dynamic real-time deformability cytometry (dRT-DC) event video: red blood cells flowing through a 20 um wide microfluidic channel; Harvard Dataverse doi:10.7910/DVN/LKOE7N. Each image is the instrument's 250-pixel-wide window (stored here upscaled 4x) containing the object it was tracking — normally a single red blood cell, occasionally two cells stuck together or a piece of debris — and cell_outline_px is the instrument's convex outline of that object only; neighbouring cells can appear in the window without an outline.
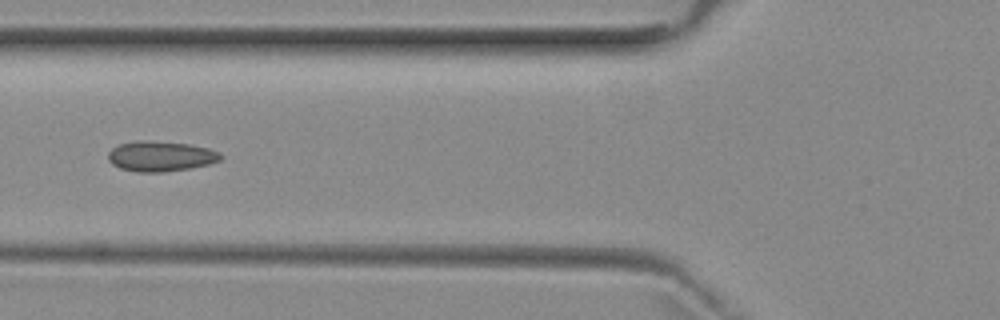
{"species": "common noctule bat (a hibernating species)", "species_latin": "Nyctalus noctula", "temperature_condition": "room temperature", "stored_images_in_passage": 7, "camera_frame_rate_fps": 3000, "um_per_image_px": 0.085, "animal": {"sex": "female", "body_mass_g": 29.2, "forearm_length_mm": 56.3}, "frame": {"image": 1, "passage_image": 7, "time_ms": 7.0, "image_size_px": [1000, 320], "cell_outline_px": [[224, 156], [220, 160], [208, 164], [192, 168], [164, 172], [136, 172], [120, 168], [112, 164], [108, 160], [108, 152], [112, 148], [120, 144], [140, 140], [148, 140], [188, 144], [208, 148], [220, 152]], "centroid_in_image_um": [13.66, 13.28], "position_along_channel_um": 112.1, "area_um2": 19.94}}